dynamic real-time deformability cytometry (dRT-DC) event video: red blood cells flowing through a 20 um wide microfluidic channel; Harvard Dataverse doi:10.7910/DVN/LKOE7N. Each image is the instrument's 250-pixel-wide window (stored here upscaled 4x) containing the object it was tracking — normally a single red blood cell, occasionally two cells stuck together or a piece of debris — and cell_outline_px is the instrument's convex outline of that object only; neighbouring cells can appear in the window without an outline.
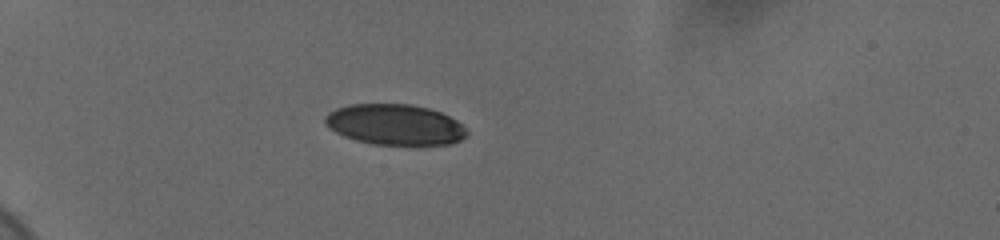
{"species": "human", "species_latin": "Homo sapiens", "temperature_condition": "cold", "stored_images_in_passage": 11, "camera_frame_rate_fps": 3000, "um_per_image_px": 0.085, "donor": {"sex": "female"}, "frame": {"image": 1, "passage_image": 7, "time_ms": 5.667, "image_size_px": [1000, 240], "cell_outline_px": [[468, 136], [452, 144], [372, 144], [356, 140], [344, 136], [328, 128], [324, 124], [324, 116], [328, 112], [336, 108], [348, 104], [412, 104], [428, 108], [440, 112], [456, 120], [468, 128]], "centroid_in_image_um": [33.56, 10.58], "position_along_channel_um": 51.4, "area_um2": 33.81}}
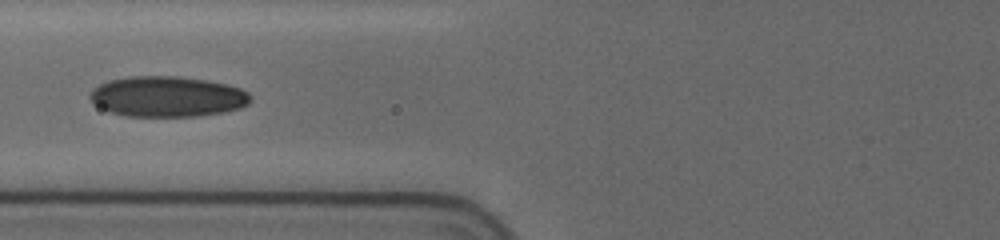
{"frame": {"image": 2, "passage_image": 10, "time_ms": 8.333, "image_size_px": [1000, 240], "cell_outline_px": [[252, 100], [248, 104], [240, 108], [224, 112], [200, 116], [128, 116], [108, 112], [100, 108], [88, 96], [92, 88], [108, 80], [128, 76], [180, 76], [228, 84], [240, 88], [248, 92], [252, 96]], "centroid_in_image_um": [14.23, 8.2], "position_along_channel_um": 111.6, "area_um2": 38.26}}